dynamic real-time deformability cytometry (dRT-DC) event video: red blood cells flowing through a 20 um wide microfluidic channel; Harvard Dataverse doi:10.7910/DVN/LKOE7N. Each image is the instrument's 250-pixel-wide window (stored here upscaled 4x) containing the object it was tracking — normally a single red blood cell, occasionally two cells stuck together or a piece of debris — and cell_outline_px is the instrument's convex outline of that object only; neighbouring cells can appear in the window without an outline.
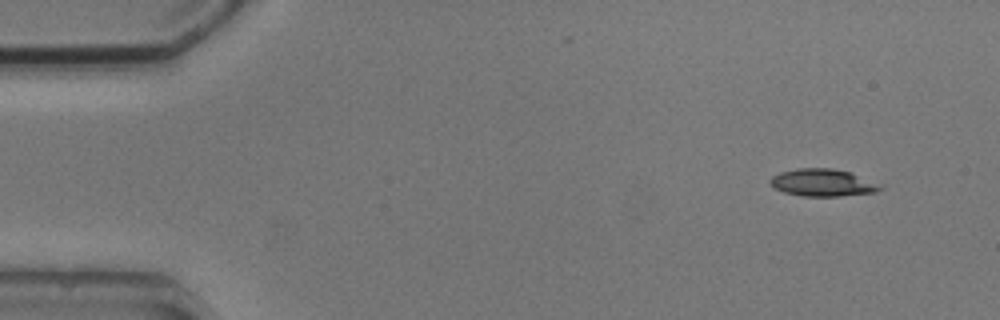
{"species": "common noctule bat (a hibernating species)", "species_latin": "Nyctalus noctula", "temperature_condition": "cold", "stored_images_in_passage": 5, "camera_frame_rate_fps": 3000, "um_per_image_px": 0.085, "animal": {"sex": "male", "body_mass_g": 20.5, "forearm_length_mm": 52.5}, "frame": {"image": 1, "passage_image": 1, "time_ms": 0.0, "image_size_px": [1000, 320], "cell_outline_px": [[884, 188], [876, 192], [840, 196], [804, 196], [784, 192], [776, 188], [768, 180], [772, 176], [780, 172], [796, 168], [832, 168], [852, 172], [884, 184]], "centroid_in_image_um": [70.01, 15.51], "position_along_channel_um": 15.0, "area_um2": 17.8}}
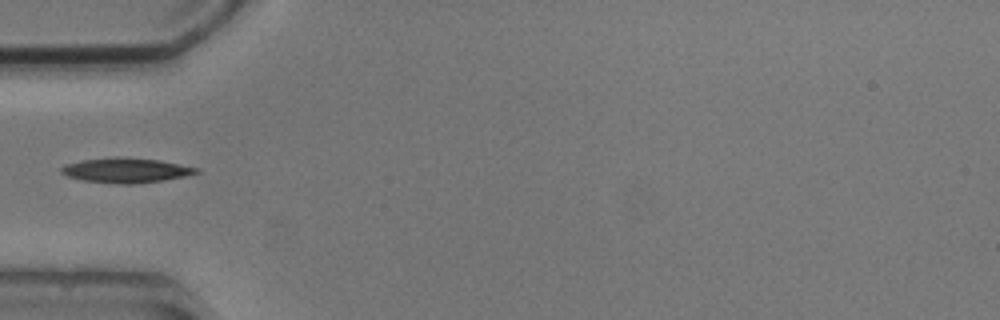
{"frame": {"image": 2, "passage_image": 4, "time_ms": 4.333, "image_size_px": [1000, 320], "cell_outline_px": [[200, 172], [184, 176], [164, 180], [132, 184], [120, 184], [84, 180], [68, 176], [60, 172], [60, 168], [64, 164], [80, 160], [112, 156], [120, 156], [160, 160], [200, 168]], "centroid_in_image_um": [10.69, 14.45], "position_along_channel_um": 74.3, "area_um2": 19.71}}